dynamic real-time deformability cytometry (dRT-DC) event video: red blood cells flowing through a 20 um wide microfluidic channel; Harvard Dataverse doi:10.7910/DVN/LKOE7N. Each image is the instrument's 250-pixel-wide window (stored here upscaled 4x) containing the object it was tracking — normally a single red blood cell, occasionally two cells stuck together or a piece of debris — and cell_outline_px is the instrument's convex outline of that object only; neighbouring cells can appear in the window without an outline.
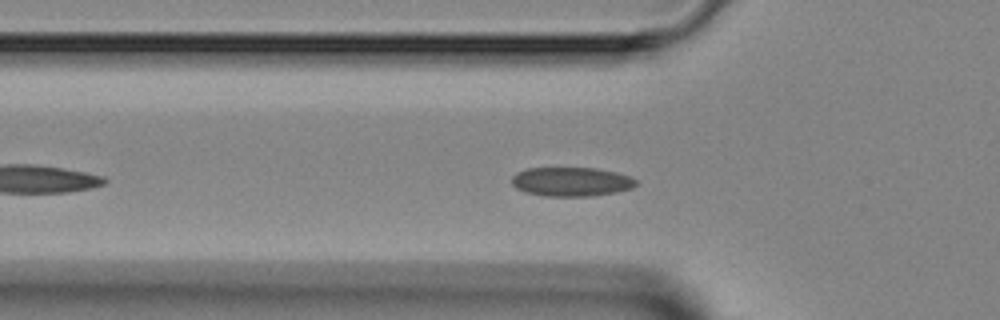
{"species": "Egyptian fruit bat (a non-hibernating species)", "species_latin": "Rousettus aegyptiacus", "temperature_condition": "room temperature", "stored_images_in_passage": 32, "camera_frame_rate_fps": 3000, "um_per_image_px": 0.085, "animal": {"sex": "female"}, "frame": {"image": 1, "passage_image": 7, "time_ms": 2.0, "image_size_px": [1000, 320], "cell_outline_px": [[636, 184], [632, 188], [616, 192], [592, 196], [548, 196], [528, 192], [516, 188], [512, 184], [512, 176], [516, 172], [528, 168], [596, 168], [616, 172], [628, 176], [636, 180]], "centroid_in_image_um": [48.56, 15.44], "position_along_channel_um": 77.2, "area_um2": 20.92}}
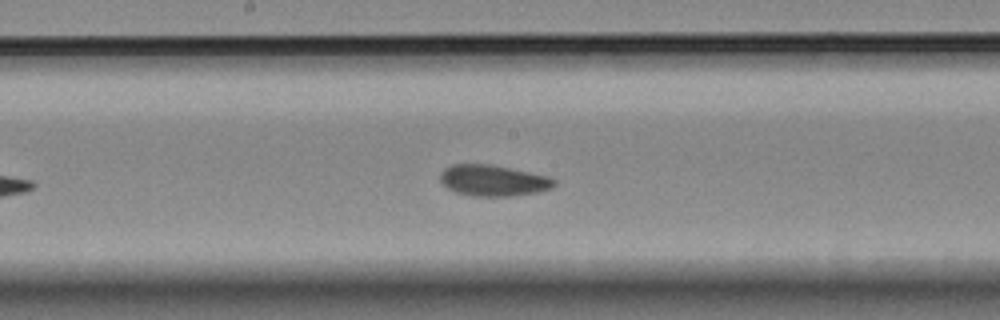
{"frame": {"image": 2, "passage_image": 16, "time_ms": 5.0, "image_size_px": [1000, 320], "cell_outline_px": [[556, 184], [552, 188], [536, 192], [508, 196], [472, 196], [456, 192], [448, 188], [440, 180], [440, 172], [444, 168], [452, 164], [492, 164], [548, 176], [556, 180]], "centroid_in_image_um": [41.91, 15.33], "position_along_channel_um": 206.3, "area_um2": 20.63}}
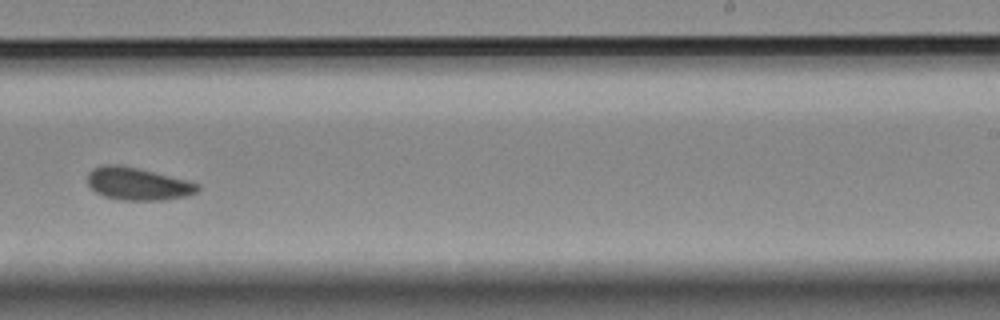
{"frame": {"image": 3, "passage_image": 21, "time_ms": 6.667, "image_size_px": [1000, 320], "cell_outline_px": [[200, 188], [196, 192], [188, 196], [164, 200], [120, 200], [104, 196], [96, 192], [88, 184], [88, 172], [92, 168], [104, 164], [120, 164], [200, 184]], "centroid_in_image_um": [11.68, 15.63], "position_along_channel_um": 277.3, "area_um2": 20.75}}